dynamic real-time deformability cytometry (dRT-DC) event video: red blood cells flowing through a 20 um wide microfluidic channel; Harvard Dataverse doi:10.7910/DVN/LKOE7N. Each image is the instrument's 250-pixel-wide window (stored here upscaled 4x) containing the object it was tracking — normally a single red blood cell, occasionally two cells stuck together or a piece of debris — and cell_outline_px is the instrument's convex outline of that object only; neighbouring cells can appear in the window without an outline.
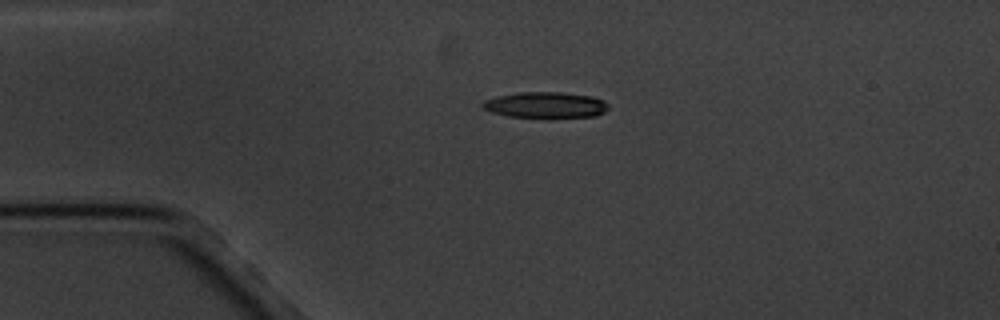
{"species": "common noctule bat (a hibernating species)", "species_latin": "Nyctalus noctula", "temperature_condition": "cold", "stored_images_in_passage": 3, "camera_frame_rate_fps": 3000, "um_per_image_px": 0.085, "animal": {"sex": "male", "body_mass_g": 20.1, "forearm_length_mm": 53.5}, "frame": {"image": 1, "passage_image": 2, "time_ms": 1.333, "image_size_px": [1000, 320], "cell_outline_px": [[608, 108], [604, 112], [596, 116], [508, 116], [492, 112], [484, 108], [480, 104], [484, 100], [496, 96], [520, 92], [564, 92], [592, 96], [604, 100], [608, 104]], "centroid_in_image_um": [46.37, 8.89], "position_along_channel_um": 38.6, "area_um2": 18.67}}